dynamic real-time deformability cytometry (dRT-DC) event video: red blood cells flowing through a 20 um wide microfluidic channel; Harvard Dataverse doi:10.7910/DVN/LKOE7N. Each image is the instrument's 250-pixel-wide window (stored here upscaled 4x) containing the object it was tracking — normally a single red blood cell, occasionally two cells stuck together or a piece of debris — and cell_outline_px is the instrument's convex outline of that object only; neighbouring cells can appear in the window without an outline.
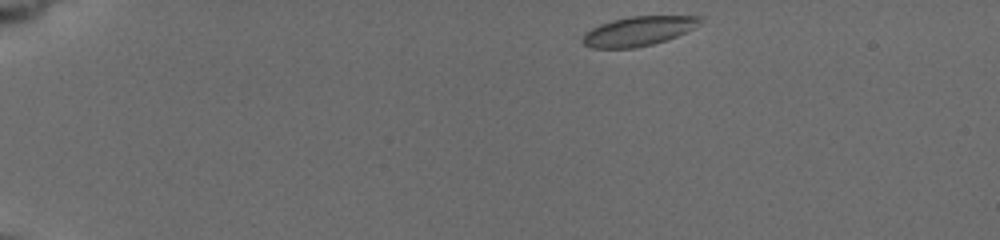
{"species": "common noctule bat (a hibernating species)", "species_latin": "Nyctalus noctula", "temperature_condition": "cold", "stored_images_in_passage": 38, "camera_frame_rate_fps": 3000, "um_per_image_px": 0.085, "animal": {"sex": "female", "body_mass_g": 19.5, "forearm_length_mm": 54.1}, "frame": {"image": 1, "passage_image": 1, "time_ms": 0.0, "image_size_px": [1000, 240], "cell_outline_px": [[704, 16], [692, 28], [676, 36], [652, 44], [636, 48], [592, 48], [584, 44], [584, 36], [592, 28], [600, 24], [612, 20], [632, 16]], "centroid_in_image_um": [54.24, 2.64], "position_along_channel_um": 30.8, "area_um2": 19.59}}
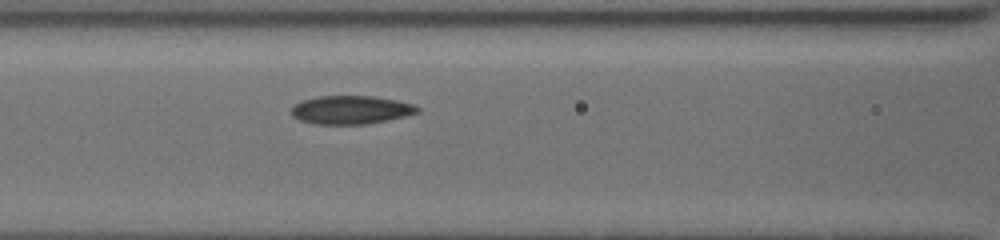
{"frame": {"image": 2, "passage_image": 23, "time_ms": 5.333, "image_size_px": [1000, 240], "cell_outline_px": [[420, 112], [404, 116], [364, 124], [316, 124], [300, 120], [292, 116], [292, 108], [300, 100], [320, 96], [372, 96], [396, 100], [412, 104], [420, 108]], "centroid_in_image_um": [29.81, 9.33], "position_along_channel_um": 136.8, "area_um2": 20.63}}
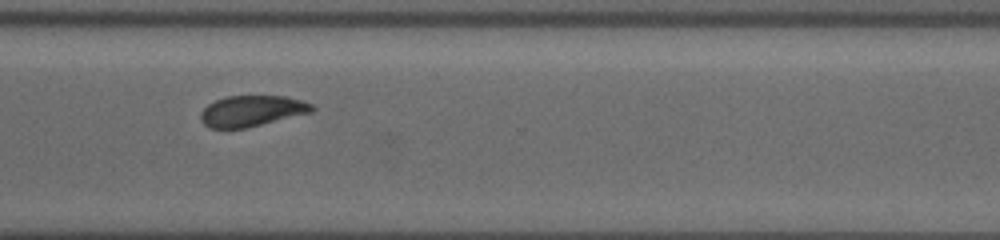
{"frame": {"image": 3, "passage_image": 37, "time_ms": 11.0, "image_size_px": [1000, 240], "cell_outline_px": [[316, 108], [312, 112], [244, 128], [212, 128], [204, 124], [200, 116], [200, 112], [208, 104], [216, 100], [228, 96], [284, 96], [304, 100], [312, 104]], "centroid_in_image_um": [21.43, 9.42], "position_along_channel_um": 349.2, "area_um2": 19.88}}